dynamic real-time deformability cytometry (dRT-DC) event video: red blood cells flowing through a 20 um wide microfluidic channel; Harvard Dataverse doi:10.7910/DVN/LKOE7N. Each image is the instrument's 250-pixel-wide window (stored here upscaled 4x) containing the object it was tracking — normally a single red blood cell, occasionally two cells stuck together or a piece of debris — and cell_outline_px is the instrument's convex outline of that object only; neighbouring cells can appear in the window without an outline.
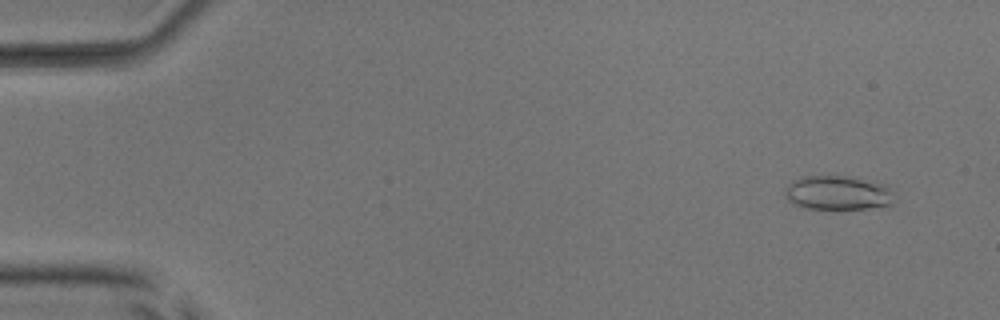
{"species": "common noctule bat (a hibernating species)", "species_latin": "Nyctalus noctula", "temperature_condition": "room temperature", "stored_images_in_passage": 49, "camera_frame_rate_fps": 3000, "um_per_image_px": 0.085, "animal": {"sex": "male", "body_mass_g": 17.9, "forearm_length_mm": 54.2}, "frame": {"image": 1, "passage_image": 1, "time_ms": 0.0, "image_size_px": [1000, 320], "cell_outline_px": [[896, 192], [892, 208], [804, 208], [788, 200], [784, 196], [784, 188], [800, 176], [860, 176], [876, 180], [888, 184]], "centroid_in_image_um": [71.38, 16.37], "position_along_channel_um": 13.6, "area_um2": 22.77}}
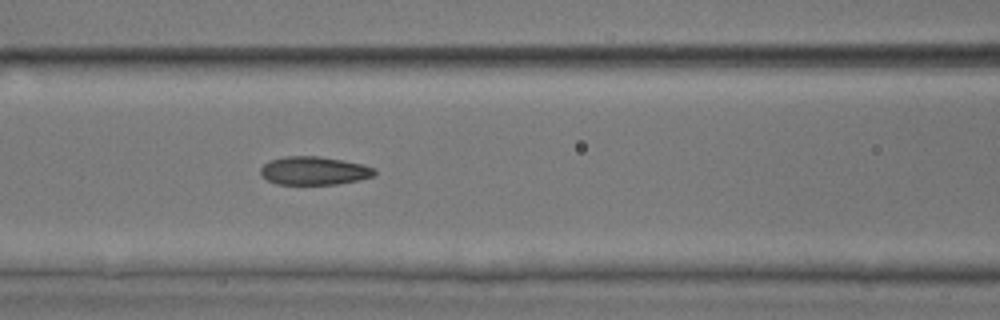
{"frame": {"image": 2, "passage_image": 20, "time_ms": 6.333, "image_size_px": [1000, 320], "cell_outline_px": [[376, 172], [372, 176], [360, 180], [336, 184], [276, 184], [260, 176], [260, 168], [268, 160], [284, 156], [320, 156], [344, 160], [364, 164], [376, 168]], "centroid_in_image_um": [26.69, 14.5], "position_along_channel_um": 139.9, "area_um2": 19.07}}
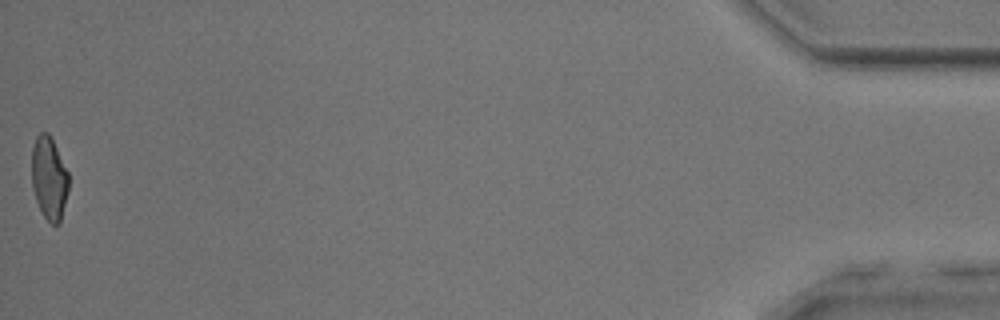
{"frame": {"image": 3, "passage_image": 49, "time_ms": 16.0, "image_size_px": [1000, 320], "cell_outline_px": [[68, 192], [60, 224], [52, 224], [44, 216], [36, 200], [32, 188], [32, 148], [36, 136], [40, 132], [48, 132], [68, 172]], "centroid_in_image_um": [4.17, 15.15], "position_along_channel_um": 431.0, "area_um2": 17.74}, "authors_computed_cell_mechanics": {"area_um2": 19.074, "velocity_mm_per_s": 4.005, "shape_relaxation_time_tau1_ms": 7.205, "shape_relaxation_time_tau2_ms": 1.8037, "deformation_change_tau1": 0.1824, "deformation_change_tau2": 0.0802}}